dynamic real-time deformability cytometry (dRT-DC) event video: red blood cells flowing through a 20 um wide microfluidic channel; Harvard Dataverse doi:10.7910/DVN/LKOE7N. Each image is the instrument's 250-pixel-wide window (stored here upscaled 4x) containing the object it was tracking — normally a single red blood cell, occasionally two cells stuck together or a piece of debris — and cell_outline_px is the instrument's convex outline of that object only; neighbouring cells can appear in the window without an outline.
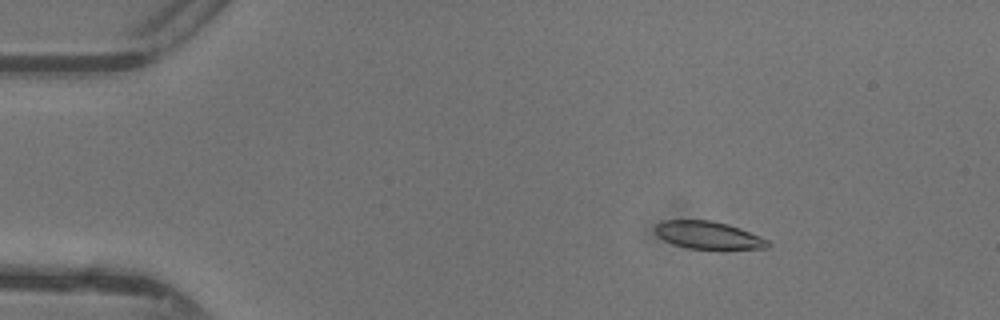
{"species": "common noctule bat (a hibernating species)", "species_latin": "Nyctalus noctula", "temperature_condition": "warm", "stored_images_in_passage": 48, "camera_frame_rate_fps": 3000, "um_per_image_px": 0.085, "animal": {"sex": "female"}, "frame": {"image": 1, "passage_image": 8, "time_ms": 2.333, "image_size_px": [1000, 320], "cell_outline_px": [[772, 244], [768, 248], [720, 252], [688, 248], [672, 244], [664, 240], [656, 232], [656, 224], [660, 220], [712, 220], [728, 224], [740, 228], [760, 236], [768, 240]], "centroid_in_image_um": [60.29, 20.04], "position_along_channel_um": 24.7, "area_um2": 19.07}}
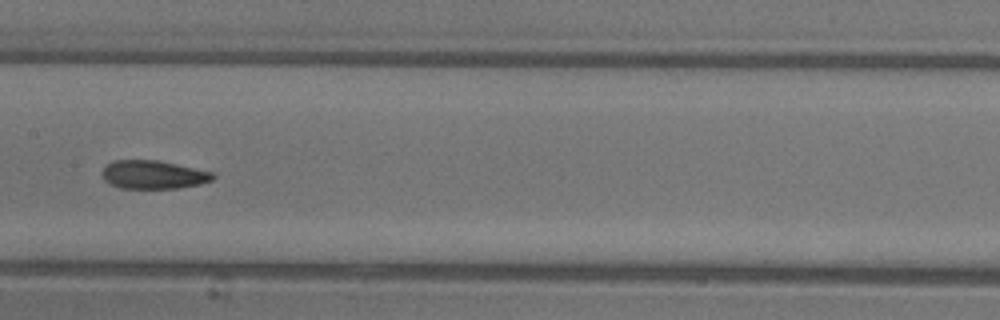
{"frame": {"image": 2, "passage_image": 25, "time_ms": 8.0, "image_size_px": [1000, 320], "cell_outline_px": [[216, 176], [212, 180], [200, 184], [180, 188], [120, 188], [104, 180], [104, 168], [112, 160], [156, 160], [216, 172]], "centroid_in_image_um": [13.1, 14.84], "position_along_channel_um": 194.3, "area_um2": 18.26}}
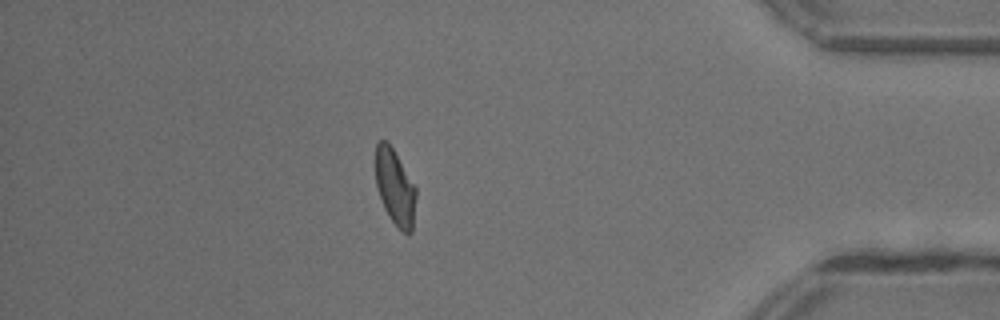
{"frame": {"image": 3, "passage_image": 42, "time_ms": 13.667, "image_size_px": [1000, 320], "cell_outline_px": [[416, 196], [412, 232], [408, 236], [400, 232], [388, 216], [384, 208], [376, 184], [376, 144], [380, 140], [388, 140], [416, 188]], "centroid_in_image_um": [33.59, 15.97], "position_along_channel_um": 401.6, "area_um2": 17.98}, "authors_computed_cell_mechanics": {"area_um2": 18.496, "velocity_mm_per_s": 4.3821, "shape_relaxation_time_tau1_ms": 5.4752, "shape_relaxation_time_tau2_ms": 2.0309, "deformation_change_tau1": 0.198, "deformation_change_tau2": 0.0885}}